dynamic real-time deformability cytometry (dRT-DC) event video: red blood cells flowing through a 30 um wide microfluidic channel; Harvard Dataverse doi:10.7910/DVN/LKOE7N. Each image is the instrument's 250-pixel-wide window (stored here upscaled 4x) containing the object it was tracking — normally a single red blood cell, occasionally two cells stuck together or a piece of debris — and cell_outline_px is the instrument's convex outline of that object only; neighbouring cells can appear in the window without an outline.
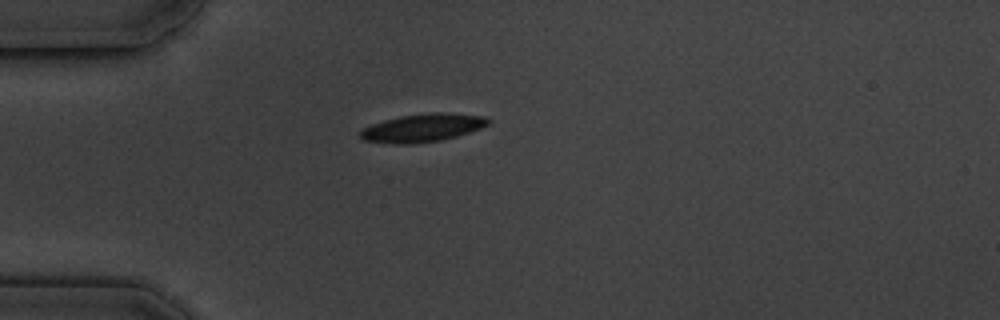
{"species": "common noctule bat (a hibernating species)", "species_latin": "Nyctalus noctula", "temperature_condition": "cold", "stored_images_in_passage": 1, "camera_frame_rate_fps": 3000, "um_per_image_px": 0.085, "animal": {"sex": "male", "body_mass_g": 19.5, "forearm_length_mm": 54.6}, "frame": {"image": 1, "passage_image": 1, "time_ms": 0.0, "image_size_px": [1000, 320], "cell_outline_px": [[492, 120], [488, 124], [480, 128], [456, 136], [440, 140], [412, 144], [396, 144], [360, 140], [360, 132], [364, 128], [372, 124], [384, 120], [400, 116], [432, 112], [444, 112], [484, 116]], "centroid_in_image_um": [35.91, 10.86], "position_along_channel_um": 49.1, "area_um2": 20.87}}